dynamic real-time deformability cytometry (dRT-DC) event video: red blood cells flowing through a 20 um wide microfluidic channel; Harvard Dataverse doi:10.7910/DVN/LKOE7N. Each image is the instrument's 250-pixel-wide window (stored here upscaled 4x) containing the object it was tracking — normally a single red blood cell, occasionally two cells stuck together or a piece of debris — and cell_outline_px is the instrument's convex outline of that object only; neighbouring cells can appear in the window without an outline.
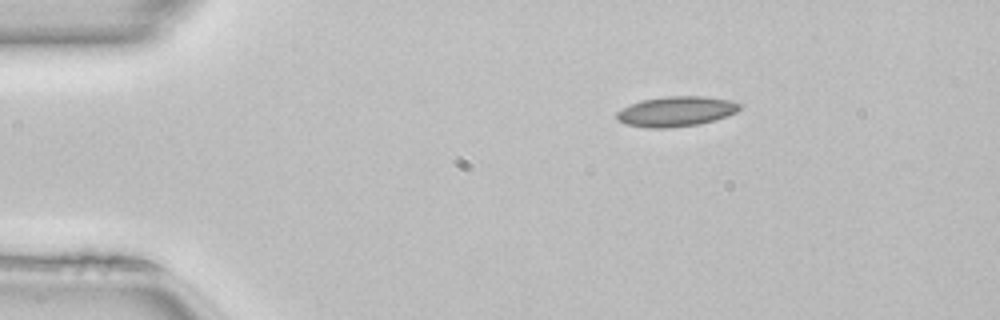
{"species": "common noctule bat (a hibernating species)", "species_latin": "Nyctalus noctula", "temperature_condition": "room temperature", "stored_images_in_passage": 42, "camera_frame_rate_fps": 3000, "um_per_image_px": 0.085, "animal": {"sex": "female", "body_mass_g": 22.7, "forearm_length_mm": 54.2}, "frame": {"image": 1, "passage_image": 1, "time_ms": 0.0, "image_size_px": [1000, 320], "cell_outline_px": [[744, 104], [736, 112], [716, 120], [700, 124], [672, 128], [644, 128], [624, 124], [616, 120], [616, 112], [632, 104], [644, 100], [664, 96], [704, 96], [728, 100]], "centroid_in_image_um": [57.47, 9.49], "position_along_channel_um": 27.5, "area_um2": 21.73}}
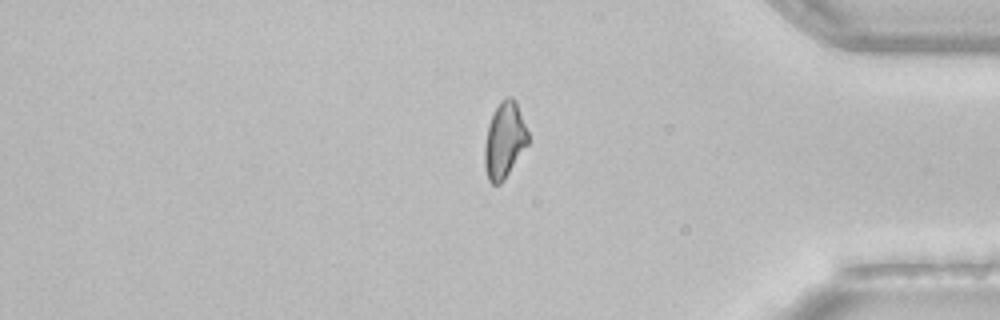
{"frame": {"image": 2, "passage_image": 34, "time_ms": 11.0, "image_size_px": [1000, 320], "cell_outline_px": [[528, 144], [504, 180], [500, 184], [492, 184], [488, 180], [484, 168], [484, 144], [488, 124], [500, 100], [504, 96], [512, 96], [516, 100], [528, 132]], "centroid_in_image_um": [42.86, 11.91], "position_along_channel_um": 392.3, "area_um2": 19.42}}
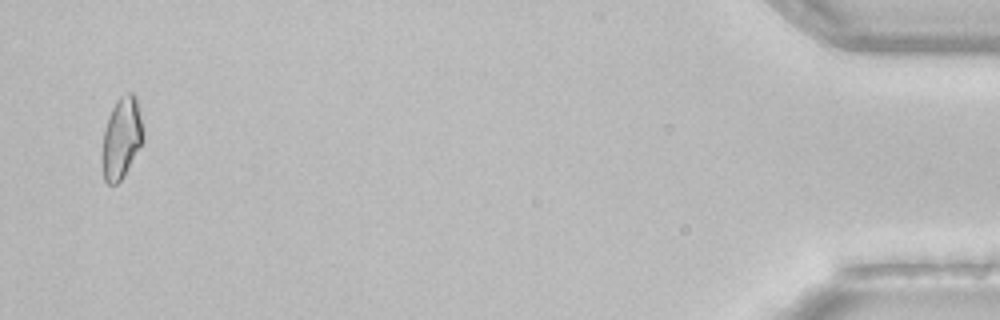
{"frame": {"image": 3, "passage_image": 41, "time_ms": 13.333, "image_size_px": [1000, 320], "cell_outline_px": [[144, 140], [140, 148], [124, 176], [116, 184], [108, 184], [104, 180], [100, 156], [100, 152], [104, 128], [108, 116], [116, 100], [124, 92], [136, 92], [144, 136]], "centroid_in_image_um": [10.31, 11.71], "position_along_channel_um": 424.9, "area_um2": 20.11}, "authors_computed_cell_mechanics": {"area_um2": 19.6809, "velocity_mm_per_s": 4.1119, "shape_relaxation_time_tau1_ms": null, "shape_relaxation_time_tau2_ms": 4.5708, "deformation_change_tau1": null, "deformation_change_tau2": 0.1092}}